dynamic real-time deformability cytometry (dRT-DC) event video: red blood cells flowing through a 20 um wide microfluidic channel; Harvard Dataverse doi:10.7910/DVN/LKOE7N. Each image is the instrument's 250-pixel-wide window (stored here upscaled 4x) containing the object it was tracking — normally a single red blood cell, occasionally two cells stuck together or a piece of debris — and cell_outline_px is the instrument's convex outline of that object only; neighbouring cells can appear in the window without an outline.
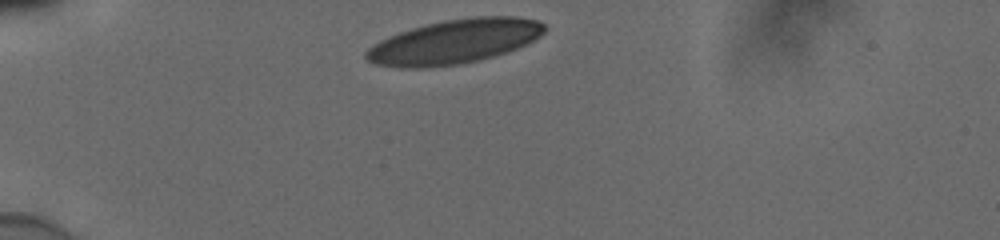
{"species": "human", "species_latin": "Homo sapiens", "temperature_condition": "cold", "stored_images_in_passage": 32, "camera_frame_rate_fps": 3000, "um_per_image_px": 0.085, "donor": {"sex": "male"}, "frame": {"image": 1, "passage_image": 1, "time_ms": 0.0, "image_size_px": [1000, 240], "cell_outline_px": [[544, 32], [540, 36], [516, 48], [480, 60], [460, 64], [416, 68], [400, 68], [376, 64], [368, 60], [364, 56], [364, 52], [372, 44], [388, 36], [412, 28], [444, 20], [472, 16], [516, 16], [536, 20], [544, 24]], "centroid_in_image_um": [38.58, 3.53], "position_along_channel_um": 46.4, "area_um2": 45.72}}
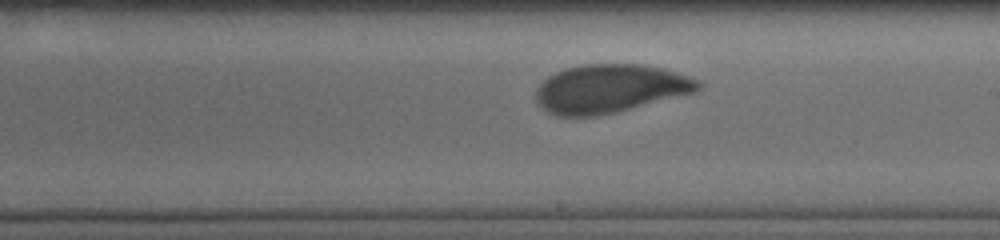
{"frame": {"image": 2, "passage_image": 19, "time_ms": 6.0, "image_size_px": [1000, 240], "cell_outline_px": [[704, 84], [700, 88], [692, 92], [616, 112], [596, 116], [556, 116], [548, 112], [536, 104], [536, 88], [548, 76], [556, 72], [568, 68], [584, 64], [640, 64], [664, 68], [700, 80]], "centroid_in_image_um": [51.82, 7.53], "position_along_channel_um": 237.2, "area_um2": 45.6}}
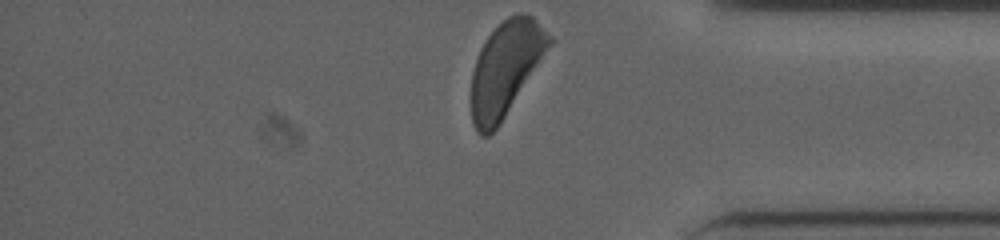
{"frame": {"image": 3, "passage_image": 32, "time_ms": 10.333, "image_size_px": [1000, 240], "cell_outline_px": [[556, 40], [500, 124], [488, 136], [480, 136], [476, 132], [472, 124], [472, 72], [480, 48], [484, 40], [508, 16], [520, 12], [524, 12], [532, 16]], "centroid_in_image_um": [43.01, 5.82], "position_along_channel_um": 392.2, "area_um2": 43.06}, "authors_computed_cell_mechanics": {"area_um2": 45.8932, "velocity_mm_per_s": 3.8229, "shape_relaxation_time_tau1_ms": 3.1423, "shape_relaxation_time_tau2_ms": 0.8877, "deformation_change_tau1": 0.138, "deformation_change_tau2": 0.0693}}